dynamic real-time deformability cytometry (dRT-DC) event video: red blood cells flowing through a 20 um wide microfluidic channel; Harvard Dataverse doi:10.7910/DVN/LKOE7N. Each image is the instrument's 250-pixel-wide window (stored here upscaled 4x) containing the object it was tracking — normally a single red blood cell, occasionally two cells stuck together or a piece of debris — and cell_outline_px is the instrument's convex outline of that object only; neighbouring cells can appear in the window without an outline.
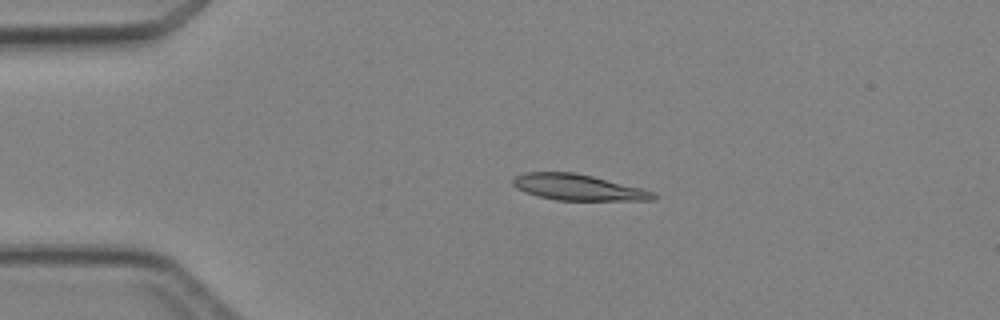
{"species": "Egyptian fruit bat (a non-hibernating species)", "species_latin": "Rousettus aegyptiacus", "temperature_condition": "cold", "stored_images_in_passage": 4, "camera_frame_rate_fps": 3000, "um_per_image_px": 0.085, "animal": {"sex": "female"}, "frame": {"image": 1, "passage_image": 3, "time_ms": 2.333, "image_size_px": [1000, 320], "cell_outline_px": [[656, 200], [556, 200], [524, 192], [516, 188], [512, 184], [512, 180], [516, 176], [524, 172], [576, 172], [640, 188], [652, 192], [656, 196]], "centroid_in_image_um": [49.08, 15.92], "position_along_channel_um": 35.9, "area_um2": 21.04}}